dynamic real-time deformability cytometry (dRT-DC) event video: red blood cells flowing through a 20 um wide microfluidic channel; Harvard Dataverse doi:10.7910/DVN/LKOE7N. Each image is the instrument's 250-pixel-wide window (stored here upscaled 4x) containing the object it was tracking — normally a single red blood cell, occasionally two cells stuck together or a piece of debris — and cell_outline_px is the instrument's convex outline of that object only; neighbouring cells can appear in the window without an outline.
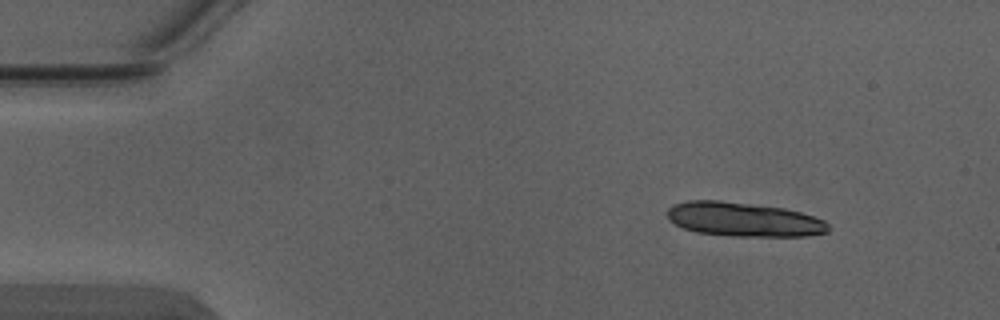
{"species": "Egyptian fruit bat (a non-hibernating species)", "species_latin": "Rousettus aegyptiacus", "temperature_condition": "warm", "stored_images_in_passage": 5, "segment_of_instrument_passage": [1, 2], "camera_frame_rate_fps": 3000, "um_per_image_px": 0.085, "animal": {"sex": "male"}, "frame": {"image": 1, "passage_image": 1, "time_ms": 0.0, "image_size_px": [1000, 320], "cell_outline_px": [[828, 232], [808, 236], [736, 236], [696, 232], [684, 228], [668, 220], [668, 208], [672, 204], [688, 200], [720, 200], [784, 208], [800, 212], [824, 220], [828, 224]], "centroid_in_image_um": [63.19, 18.64], "position_along_channel_um": 21.8, "area_um2": 32.02}}